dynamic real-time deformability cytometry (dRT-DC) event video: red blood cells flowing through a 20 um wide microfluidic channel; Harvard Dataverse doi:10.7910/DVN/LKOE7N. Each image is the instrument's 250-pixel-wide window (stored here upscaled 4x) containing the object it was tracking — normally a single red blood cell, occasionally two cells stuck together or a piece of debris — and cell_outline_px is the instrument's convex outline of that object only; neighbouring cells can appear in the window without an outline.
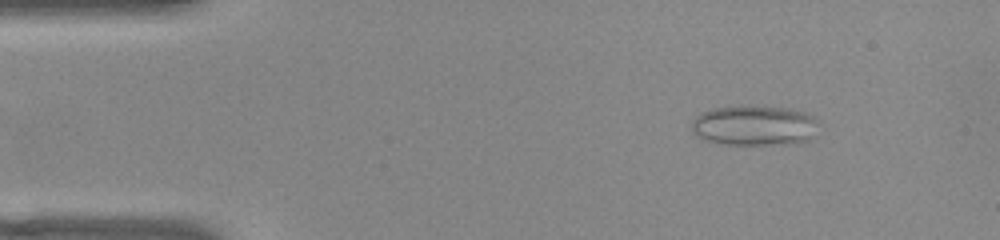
{"species": "common noctule bat (a hibernating species)", "species_latin": "Nyctalus noctula", "temperature_condition": "warm", "stored_images_in_passage": 48, "camera_frame_rate_fps": 3000, "um_per_image_px": 0.085, "animal": {"sex": "female", "body_mass_g": 22.0, "forearm_length_mm": 56.7}, "frame": {"image": 1, "passage_image": 4, "time_ms": 1.0, "image_size_px": [1000, 240], "cell_outline_px": [[820, 124], [808, 140], [780, 144], [720, 144], [704, 140], [696, 136], [692, 132], [692, 120], [696, 116], [704, 112], [716, 108], [788, 108], [804, 112], [812, 116]], "centroid_in_image_um": [64.1, 10.7], "position_along_channel_um": 20.9, "area_um2": 28.9}}
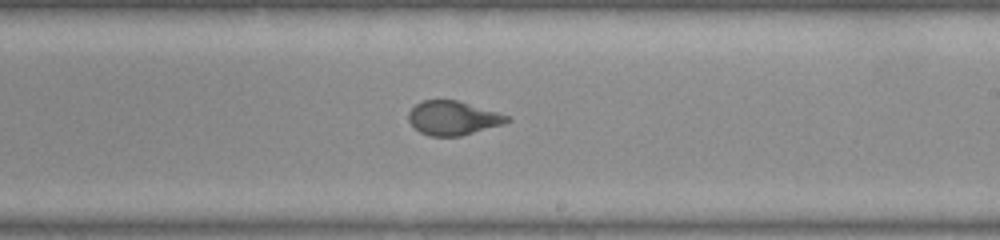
{"frame": {"image": 2, "passage_image": 27, "time_ms": 8.667, "image_size_px": [1000, 240], "cell_outline_px": [[512, 120], [504, 124], [460, 136], [428, 136], [420, 132], [408, 120], [408, 112], [416, 104], [424, 100], [456, 100], [512, 116]], "centroid_in_image_um": [38.53, 10.03], "position_along_channel_um": 250.5, "area_um2": 19.54}}
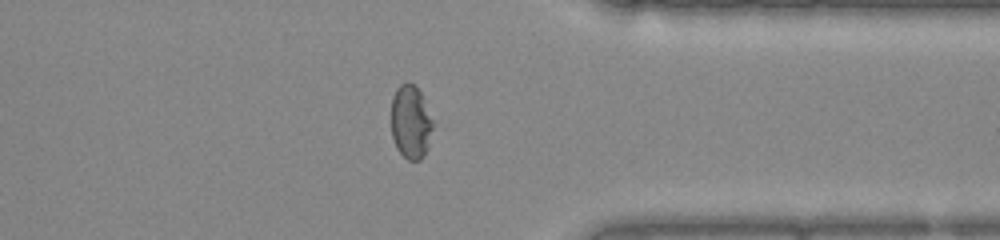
{"frame": {"image": 3, "passage_image": 37, "time_ms": 12.0, "image_size_px": [1000, 240], "cell_outline_px": [[436, 120], [428, 148], [424, 156], [420, 160], [408, 160], [396, 148], [392, 136], [392, 96], [396, 88], [400, 84], [416, 84]], "centroid_in_image_um": [34.97, 10.37], "position_along_channel_um": 376.4, "area_um2": 18.44}, "authors_computed_cell_mechanics": {"area_um2": 20.5768, "velocity_mm_per_s": 3.9902, "shape_relaxation_time_tau1_ms": null, "shape_relaxation_time_tau2_ms": 0.7089, "deformation_change_tau1": null, "deformation_change_tau2": 0.067}}